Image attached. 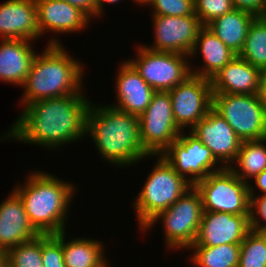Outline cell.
<instances>
[{"mask_svg":"<svg viewBox=\"0 0 266 267\" xmlns=\"http://www.w3.org/2000/svg\"><path fill=\"white\" fill-rule=\"evenodd\" d=\"M255 19L251 13L234 9L210 22L207 27L234 53L239 55L247 37L250 24Z\"/></svg>","mask_w":266,"mask_h":267,"instance_id":"cell-23","label":"cell"},{"mask_svg":"<svg viewBox=\"0 0 266 267\" xmlns=\"http://www.w3.org/2000/svg\"><path fill=\"white\" fill-rule=\"evenodd\" d=\"M75 187L71 182L39 170L31 171L27 181L13 190L21 198L30 224L39 234L47 235L67 231L68 207Z\"/></svg>","mask_w":266,"mask_h":267,"instance_id":"cell-4","label":"cell"},{"mask_svg":"<svg viewBox=\"0 0 266 267\" xmlns=\"http://www.w3.org/2000/svg\"><path fill=\"white\" fill-rule=\"evenodd\" d=\"M198 51L205 63L201 67L198 66V70L194 68V71L190 65L191 74L209 80L237 56L207 26H202L198 31L189 57H195Z\"/></svg>","mask_w":266,"mask_h":267,"instance_id":"cell-22","label":"cell"},{"mask_svg":"<svg viewBox=\"0 0 266 267\" xmlns=\"http://www.w3.org/2000/svg\"><path fill=\"white\" fill-rule=\"evenodd\" d=\"M212 108L242 141L266 138V111L258 94H212Z\"/></svg>","mask_w":266,"mask_h":267,"instance_id":"cell-8","label":"cell"},{"mask_svg":"<svg viewBox=\"0 0 266 267\" xmlns=\"http://www.w3.org/2000/svg\"><path fill=\"white\" fill-rule=\"evenodd\" d=\"M154 46L143 45L149 50L172 52L189 56L198 31L202 27L199 18L188 16H152Z\"/></svg>","mask_w":266,"mask_h":267,"instance_id":"cell-13","label":"cell"},{"mask_svg":"<svg viewBox=\"0 0 266 267\" xmlns=\"http://www.w3.org/2000/svg\"><path fill=\"white\" fill-rule=\"evenodd\" d=\"M70 5L77 7L90 19L97 16L96 0H64Z\"/></svg>","mask_w":266,"mask_h":267,"instance_id":"cell-35","label":"cell"},{"mask_svg":"<svg viewBox=\"0 0 266 267\" xmlns=\"http://www.w3.org/2000/svg\"><path fill=\"white\" fill-rule=\"evenodd\" d=\"M95 106L91 102L87 111L86 136L93 138L102 159L121 167L137 164L146 156L152 157L140 140L139 116L111 104Z\"/></svg>","mask_w":266,"mask_h":267,"instance_id":"cell-2","label":"cell"},{"mask_svg":"<svg viewBox=\"0 0 266 267\" xmlns=\"http://www.w3.org/2000/svg\"><path fill=\"white\" fill-rule=\"evenodd\" d=\"M140 140L152 156L160 155L182 132L174 121L169 91H156L139 116Z\"/></svg>","mask_w":266,"mask_h":267,"instance_id":"cell-11","label":"cell"},{"mask_svg":"<svg viewBox=\"0 0 266 267\" xmlns=\"http://www.w3.org/2000/svg\"><path fill=\"white\" fill-rule=\"evenodd\" d=\"M1 40L40 38L36 0H7L0 5Z\"/></svg>","mask_w":266,"mask_h":267,"instance_id":"cell-17","label":"cell"},{"mask_svg":"<svg viewBox=\"0 0 266 267\" xmlns=\"http://www.w3.org/2000/svg\"><path fill=\"white\" fill-rule=\"evenodd\" d=\"M235 9L253 14L255 17L266 16V0H232Z\"/></svg>","mask_w":266,"mask_h":267,"instance_id":"cell-34","label":"cell"},{"mask_svg":"<svg viewBox=\"0 0 266 267\" xmlns=\"http://www.w3.org/2000/svg\"><path fill=\"white\" fill-rule=\"evenodd\" d=\"M155 157L153 170L133 202L141 231L152 218L167 210L192 187L161 155Z\"/></svg>","mask_w":266,"mask_h":267,"instance_id":"cell-5","label":"cell"},{"mask_svg":"<svg viewBox=\"0 0 266 267\" xmlns=\"http://www.w3.org/2000/svg\"><path fill=\"white\" fill-rule=\"evenodd\" d=\"M184 132L182 131L160 155L181 177L194 186L224 166L195 135L190 131Z\"/></svg>","mask_w":266,"mask_h":267,"instance_id":"cell-9","label":"cell"},{"mask_svg":"<svg viewBox=\"0 0 266 267\" xmlns=\"http://www.w3.org/2000/svg\"><path fill=\"white\" fill-rule=\"evenodd\" d=\"M238 56L261 71L266 70V16L255 17L250 24Z\"/></svg>","mask_w":266,"mask_h":267,"instance_id":"cell-27","label":"cell"},{"mask_svg":"<svg viewBox=\"0 0 266 267\" xmlns=\"http://www.w3.org/2000/svg\"><path fill=\"white\" fill-rule=\"evenodd\" d=\"M38 235L29 222L21 198L12 190L0 203V250L6 252Z\"/></svg>","mask_w":266,"mask_h":267,"instance_id":"cell-19","label":"cell"},{"mask_svg":"<svg viewBox=\"0 0 266 267\" xmlns=\"http://www.w3.org/2000/svg\"><path fill=\"white\" fill-rule=\"evenodd\" d=\"M261 72L237 55L210 79L212 94H258Z\"/></svg>","mask_w":266,"mask_h":267,"instance_id":"cell-20","label":"cell"},{"mask_svg":"<svg viewBox=\"0 0 266 267\" xmlns=\"http://www.w3.org/2000/svg\"><path fill=\"white\" fill-rule=\"evenodd\" d=\"M250 217L224 212H203L196 240L191 246L241 244L251 230Z\"/></svg>","mask_w":266,"mask_h":267,"instance_id":"cell-15","label":"cell"},{"mask_svg":"<svg viewBox=\"0 0 266 267\" xmlns=\"http://www.w3.org/2000/svg\"><path fill=\"white\" fill-rule=\"evenodd\" d=\"M6 267H43L41 234L5 252Z\"/></svg>","mask_w":266,"mask_h":267,"instance_id":"cell-29","label":"cell"},{"mask_svg":"<svg viewBox=\"0 0 266 267\" xmlns=\"http://www.w3.org/2000/svg\"><path fill=\"white\" fill-rule=\"evenodd\" d=\"M238 267H266V233L250 230L240 244Z\"/></svg>","mask_w":266,"mask_h":267,"instance_id":"cell-28","label":"cell"},{"mask_svg":"<svg viewBox=\"0 0 266 267\" xmlns=\"http://www.w3.org/2000/svg\"><path fill=\"white\" fill-rule=\"evenodd\" d=\"M136 50V59L127 61L155 91H169L191 75L187 55L152 51L143 44Z\"/></svg>","mask_w":266,"mask_h":267,"instance_id":"cell-10","label":"cell"},{"mask_svg":"<svg viewBox=\"0 0 266 267\" xmlns=\"http://www.w3.org/2000/svg\"><path fill=\"white\" fill-rule=\"evenodd\" d=\"M250 198H251V217H250L251 229L257 232L266 233V195L258 194L255 196H250Z\"/></svg>","mask_w":266,"mask_h":267,"instance_id":"cell-33","label":"cell"},{"mask_svg":"<svg viewBox=\"0 0 266 267\" xmlns=\"http://www.w3.org/2000/svg\"><path fill=\"white\" fill-rule=\"evenodd\" d=\"M90 104L85 94L37 100L24 106L1 138L57 150L86 137Z\"/></svg>","mask_w":266,"mask_h":267,"instance_id":"cell-1","label":"cell"},{"mask_svg":"<svg viewBox=\"0 0 266 267\" xmlns=\"http://www.w3.org/2000/svg\"><path fill=\"white\" fill-rule=\"evenodd\" d=\"M258 96L260 98L261 104L266 111V70H263L261 72Z\"/></svg>","mask_w":266,"mask_h":267,"instance_id":"cell-37","label":"cell"},{"mask_svg":"<svg viewBox=\"0 0 266 267\" xmlns=\"http://www.w3.org/2000/svg\"><path fill=\"white\" fill-rule=\"evenodd\" d=\"M190 132L211 150L214 157L224 167H230L231 163L235 161L242 140L213 108Z\"/></svg>","mask_w":266,"mask_h":267,"instance_id":"cell-14","label":"cell"},{"mask_svg":"<svg viewBox=\"0 0 266 267\" xmlns=\"http://www.w3.org/2000/svg\"><path fill=\"white\" fill-rule=\"evenodd\" d=\"M190 261L195 267H238L240 244H224L215 247L190 246Z\"/></svg>","mask_w":266,"mask_h":267,"instance_id":"cell-26","label":"cell"},{"mask_svg":"<svg viewBox=\"0 0 266 267\" xmlns=\"http://www.w3.org/2000/svg\"><path fill=\"white\" fill-rule=\"evenodd\" d=\"M195 15L202 26L235 9L232 0H194Z\"/></svg>","mask_w":266,"mask_h":267,"instance_id":"cell-30","label":"cell"},{"mask_svg":"<svg viewBox=\"0 0 266 267\" xmlns=\"http://www.w3.org/2000/svg\"><path fill=\"white\" fill-rule=\"evenodd\" d=\"M144 5L153 8V16H188L195 13L194 0H148Z\"/></svg>","mask_w":266,"mask_h":267,"instance_id":"cell-32","label":"cell"},{"mask_svg":"<svg viewBox=\"0 0 266 267\" xmlns=\"http://www.w3.org/2000/svg\"><path fill=\"white\" fill-rule=\"evenodd\" d=\"M32 40L7 39L0 43V81L22 86L30 72L36 52Z\"/></svg>","mask_w":266,"mask_h":267,"instance_id":"cell-21","label":"cell"},{"mask_svg":"<svg viewBox=\"0 0 266 267\" xmlns=\"http://www.w3.org/2000/svg\"><path fill=\"white\" fill-rule=\"evenodd\" d=\"M253 179L256 185L255 189L253 188L252 183L248 182L250 196L256 195V188H258L261 193L263 192L261 195H266V169L255 176Z\"/></svg>","mask_w":266,"mask_h":267,"instance_id":"cell-36","label":"cell"},{"mask_svg":"<svg viewBox=\"0 0 266 267\" xmlns=\"http://www.w3.org/2000/svg\"><path fill=\"white\" fill-rule=\"evenodd\" d=\"M202 214L201 196L192 186L167 210L161 211L152 218L141 232L148 231L155 222L160 220L163 224L167 249L188 250L196 240Z\"/></svg>","mask_w":266,"mask_h":267,"instance_id":"cell-6","label":"cell"},{"mask_svg":"<svg viewBox=\"0 0 266 267\" xmlns=\"http://www.w3.org/2000/svg\"><path fill=\"white\" fill-rule=\"evenodd\" d=\"M66 231L62 232V251L65 267H102L107 260L101 241L86 237L66 241Z\"/></svg>","mask_w":266,"mask_h":267,"instance_id":"cell-24","label":"cell"},{"mask_svg":"<svg viewBox=\"0 0 266 267\" xmlns=\"http://www.w3.org/2000/svg\"><path fill=\"white\" fill-rule=\"evenodd\" d=\"M265 143L266 138L242 141L237 157L233 162V166L231 165L229 167L241 180L248 183L250 178H254L266 169Z\"/></svg>","mask_w":266,"mask_h":267,"instance_id":"cell-25","label":"cell"},{"mask_svg":"<svg viewBox=\"0 0 266 267\" xmlns=\"http://www.w3.org/2000/svg\"><path fill=\"white\" fill-rule=\"evenodd\" d=\"M37 24L40 36L49 31L76 33L84 30L91 19L77 7L64 0H36Z\"/></svg>","mask_w":266,"mask_h":267,"instance_id":"cell-16","label":"cell"},{"mask_svg":"<svg viewBox=\"0 0 266 267\" xmlns=\"http://www.w3.org/2000/svg\"><path fill=\"white\" fill-rule=\"evenodd\" d=\"M0 267H6V255L4 251L0 250Z\"/></svg>","mask_w":266,"mask_h":267,"instance_id":"cell-39","label":"cell"},{"mask_svg":"<svg viewBox=\"0 0 266 267\" xmlns=\"http://www.w3.org/2000/svg\"><path fill=\"white\" fill-rule=\"evenodd\" d=\"M117 78L115 79V90L117 104L111 106L129 114L140 116L151 103L156 92L140 76L136 69L125 60L121 62Z\"/></svg>","mask_w":266,"mask_h":267,"instance_id":"cell-18","label":"cell"},{"mask_svg":"<svg viewBox=\"0 0 266 267\" xmlns=\"http://www.w3.org/2000/svg\"><path fill=\"white\" fill-rule=\"evenodd\" d=\"M107 263H108V261L102 267H109V265Z\"/></svg>","mask_w":266,"mask_h":267,"instance_id":"cell-41","label":"cell"},{"mask_svg":"<svg viewBox=\"0 0 266 267\" xmlns=\"http://www.w3.org/2000/svg\"><path fill=\"white\" fill-rule=\"evenodd\" d=\"M201 196L203 212H224L251 216L248 183L229 167L210 173L194 185Z\"/></svg>","mask_w":266,"mask_h":267,"instance_id":"cell-7","label":"cell"},{"mask_svg":"<svg viewBox=\"0 0 266 267\" xmlns=\"http://www.w3.org/2000/svg\"><path fill=\"white\" fill-rule=\"evenodd\" d=\"M121 0H96V9H97V17H100L103 15V6L105 5V3L107 4H114V3H118Z\"/></svg>","mask_w":266,"mask_h":267,"instance_id":"cell-38","label":"cell"},{"mask_svg":"<svg viewBox=\"0 0 266 267\" xmlns=\"http://www.w3.org/2000/svg\"><path fill=\"white\" fill-rule=\"evenodd\" d=\"M41 255L43 267H65L62 232L59 234H41Z\"/></svg>","mask_w":266,"mask_h":267,"instance_id":"cell-31","label":"cell"},{"mask_svg":"<svg viewBox=\"0 0 266 267\" xmlns=\"http://www.w3.org/2000/svg\"><path fill=\"white\" fill-rule=\"evenodd\" d=\"M174 121L183 131H190L212 108L211 81L191 74L169 90Z\"/></svg>","mask_w":266,"mask_h":267,"instance_id":"cell-12","label":"cell"},{"mask_svg":"<svg viewBox=\"0 0 266 267\" xmlns=\"http://www.w3.org/2000/svg\"><path fill=\"white\" fill-rule=\"evenodd\" d=\"M134 2H136L137 4H141L144 6V4L148 1V0H133Z\"/></svg>","mask_w":266,"mask_h":267,"instance_id":"cell-40","label":"cell"},{"mask_svg":"<svg viewBox=\"0 0 266 267\" xmlns=\"http://www.w3.org/2000/svg\"><path fill=\"white\" fill-rule=\"evenodd\" d=\"M50 39L41 54H36L21 86L24 89L20 99L22 106L37 100L84 92V67L81 62L69 55L57 37Z\"/></svg>","mask_w":266,"mask_h":267,"instance_id":"cell-3","label":"cell"}]
</instances>
